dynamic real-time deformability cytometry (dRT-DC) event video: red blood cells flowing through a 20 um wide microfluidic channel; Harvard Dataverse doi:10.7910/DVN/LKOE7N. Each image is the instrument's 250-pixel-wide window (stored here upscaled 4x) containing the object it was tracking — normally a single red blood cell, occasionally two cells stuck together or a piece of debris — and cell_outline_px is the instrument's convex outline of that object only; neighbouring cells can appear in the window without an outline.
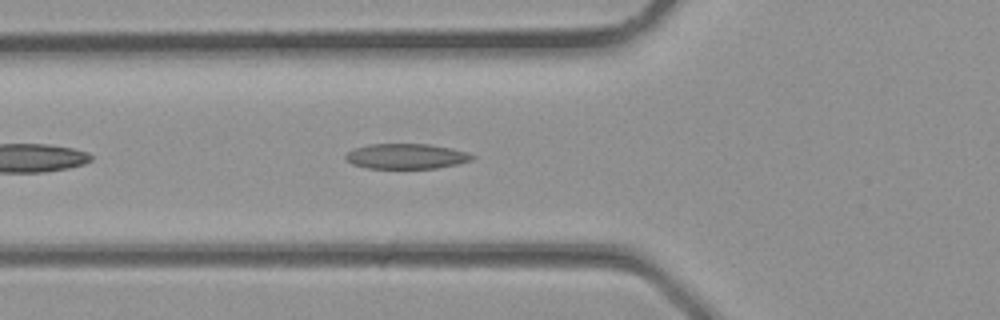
{"species": "common noctule bat (a hibernating species)", "species_latin": "Nyctalus noctula", "temperature_condition": "room temperature", "stored_images_in_passage": 26, "camera_frame_rate_fps": 3000, "um_per_image_px": 0.085, "animal": {"sex": "male", "body_mass_g": 23.1, "forearm_length_mm": 52.7}, "frame": {"image": 1, "passage_image": 13, "time_ms": 4.0, "image_size_px": [1000, 320], "cell_outline_px": [[476, 156], [472, 160], [456, 164], [436, 168], [368, 168], [352, 164], [344, 156], [352, 148], [368, 144], [428, 144], [452, 148], [468, 152]], "centroid_in_image_um": [34.54, 13.27], "position_along_channel_um": 91.3, "area_um2": 18.61}}
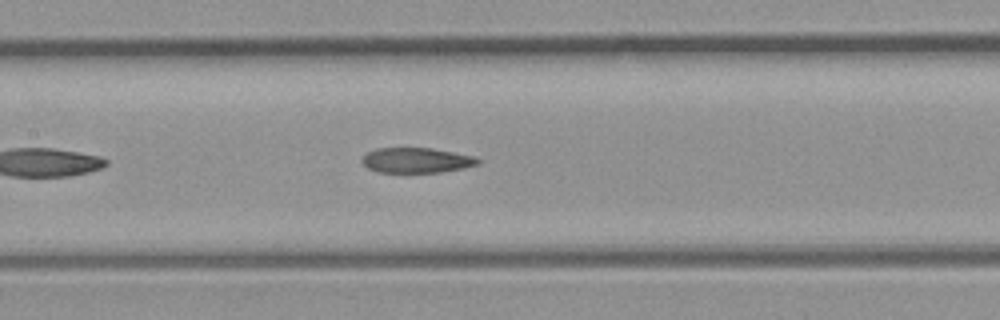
{"frame": {"image": 2, "passage_image": 17, "time_ms": 5.333, "image_size_px": [1000, 320], "cell_outline_px": [[480, 164], [464, 168], [440, 172], [380, 172], [368, 168], [360, 160], [364, 152], [376, 148], [432, 148], [476, 156], [480, 160]], "centroid_in_image_um": [35.4, 13.61], "position_along_channel_um": 172.0, "area_um2": 17.17}}
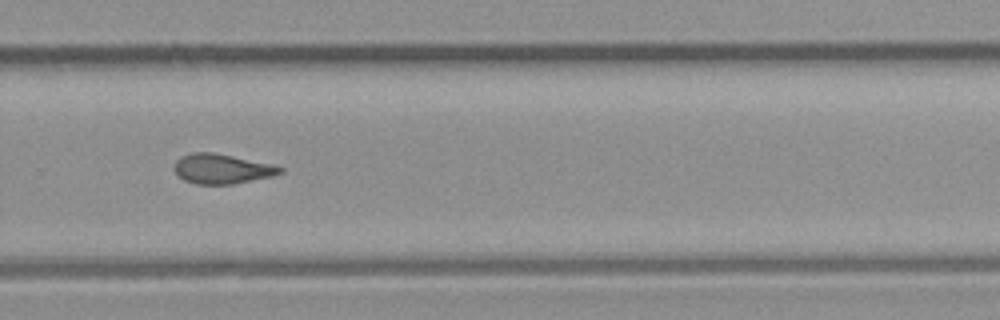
{"frame": {"image": 3, "passage_image": 24, "time_ms": 7.667, "image_size_px": [1000, 320], "cell_outline_px": [[284, 172], [272, 176], [232, 184], [196, 184], [184, 180], [176, 172], [176, 160], [180, 156], [192, 152], [212, 152], [272, 164], [284, 168]], "centroid_in_image_um": [18.88, 14.35], "position_along_channel_um": 310.9, "area_um2": 18.15}}